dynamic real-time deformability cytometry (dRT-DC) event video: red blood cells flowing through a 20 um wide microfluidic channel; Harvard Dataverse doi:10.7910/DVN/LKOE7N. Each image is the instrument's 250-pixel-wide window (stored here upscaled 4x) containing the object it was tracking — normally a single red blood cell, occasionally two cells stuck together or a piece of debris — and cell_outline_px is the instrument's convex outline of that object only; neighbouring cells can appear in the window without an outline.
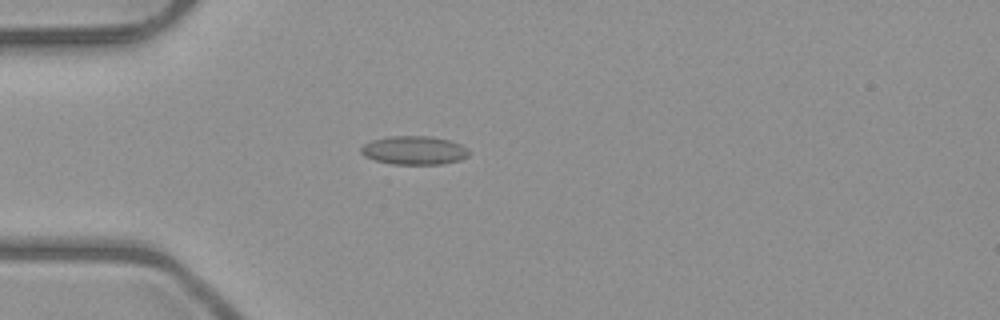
{"species": "common noctule bat (a hibernating species)", "species_latin": "Nyctalus noctula", "temperature_condition": "room temperature", "stored_images_in_passage": 4, "camera_frame_rate_fps": 3000, "um_per_image_px": 0.085, "animal": {"sex": "male", "body_mass_g": 23.1, "forearm_length_mm": 52.7}, "frame": {"image": 1, "passage_image": 4, "time_ms": 4.333, "image_size_px": [1000, 320], "cell_outline_px": [[472, 152], [468, 156], [460, 160], [444, 164], [392, 164], [376, 160], [364, 156], [360, 152], [360, 148], [364, 144], [372, 140], [388, 136], [428, 136], [448, 140], [460, 144], [468, 148]], "centroid_in_image_um": [35.22, 12.78], "position_along_channel_um": 49.8, "area_um2": 18.09}}